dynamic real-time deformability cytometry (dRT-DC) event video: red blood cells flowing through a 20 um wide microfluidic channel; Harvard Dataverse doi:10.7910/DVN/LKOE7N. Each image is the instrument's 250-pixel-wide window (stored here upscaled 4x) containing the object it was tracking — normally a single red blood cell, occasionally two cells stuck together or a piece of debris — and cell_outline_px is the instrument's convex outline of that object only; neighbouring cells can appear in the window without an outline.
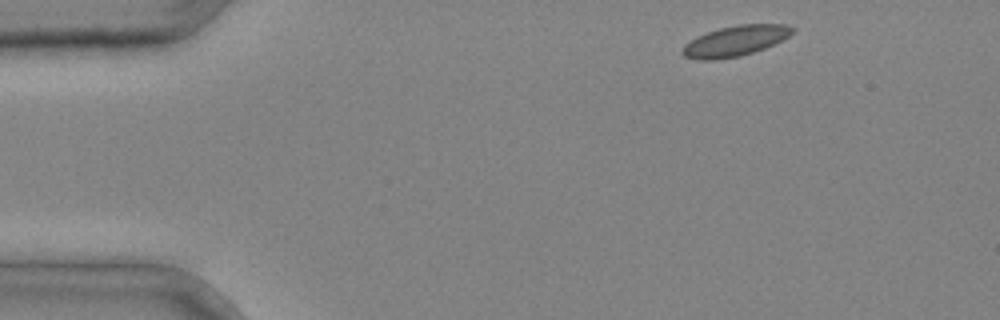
{"species": "common noctule bat (a hibernating species)", "species_latin": "Nyctalus noctula", "temperature_condition": "cold", "stored_images_in_passage": 3, "camera_frame_rate_fps": 3000, "um_per_image_px": 0.085, "animal": {"sex": "male", "body_mass_g": 20.4}, "frame": {"image": 1, "passage_image": 1, "time_ms": 0.0, "image_size_px": [1000, 320], "cell_outline_px": [[796, 28], [788, 36], [764, 48], [740, 56], [712, 60], [696, 60], [684, 56], [680, 52], [684, 44], [708, 32], [720, 28], [740, 24], [788, 24]], "centroid_in_image_um": [62.48, 3.48], "position_along_channel_um": 22.5, "area_um2": 19.25}}
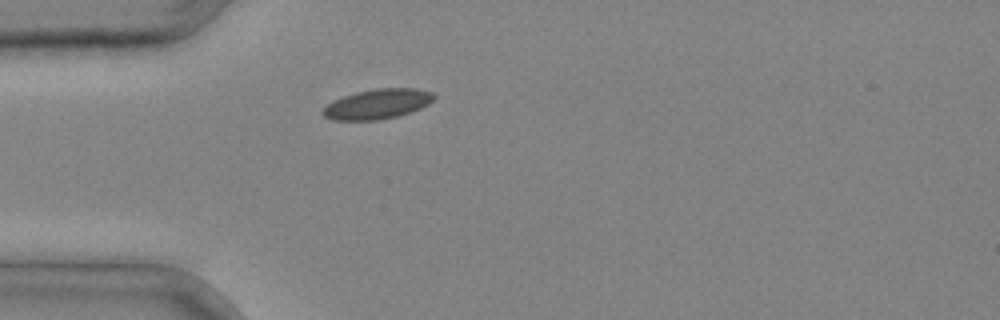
{"frame": {"image": 2, "passage_image": 3, "time_ms": 0.667, "image_size_px": [1000, 320], "cell_outline_px": [[436, 96], [428, 104], [420, 108], [396, 116], [376, 120], [332, 120], [324, 116], [320, 112], [332, 100], [356, 92], [376, 88], [416, 88], [432, 92]], "centroid_in_image_um": [32.06, 8.83], "position_along_channel_um": 52.9, "area_um2": 19.25}}